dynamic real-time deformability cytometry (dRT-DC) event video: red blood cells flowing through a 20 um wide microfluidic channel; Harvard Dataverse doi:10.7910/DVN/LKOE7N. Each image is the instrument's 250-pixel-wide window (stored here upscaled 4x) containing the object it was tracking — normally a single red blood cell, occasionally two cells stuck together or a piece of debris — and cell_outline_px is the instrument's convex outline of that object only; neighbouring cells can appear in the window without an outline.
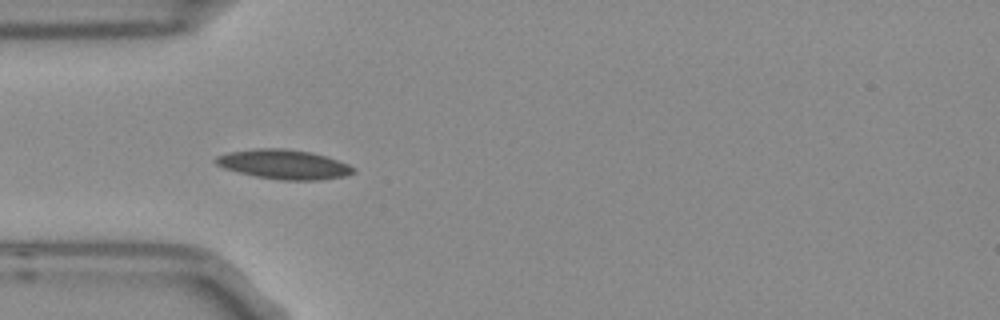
{"species": "Egyptian fruit bat (a non-hibernating species)", "species_latin": "Rousettus aegyptiacus", "temperature_condition": "room temperature", "stored_images_in_passage": 4, "camera_frame_rate_fps": 3000, "um_per_image_px": 0.085, "frame": {"image": 1, "passage_image": 3, "time_ms": 0.667, "image_size_px": [1000, 320], "cell_outline_px": [[356, 172], [344, 176], [320, 180], [280, 180], [256, 176], [224, 168], [216, 164], [212, 160], [216, 156], [228, 152], [256, 148], [284, 148], [312, 152], [348, 164], [356, 168]], "centroid_in_image_um": [24.12, 13.96], "position_along_channel_um": 60.9, "area_um2": 23.64}}
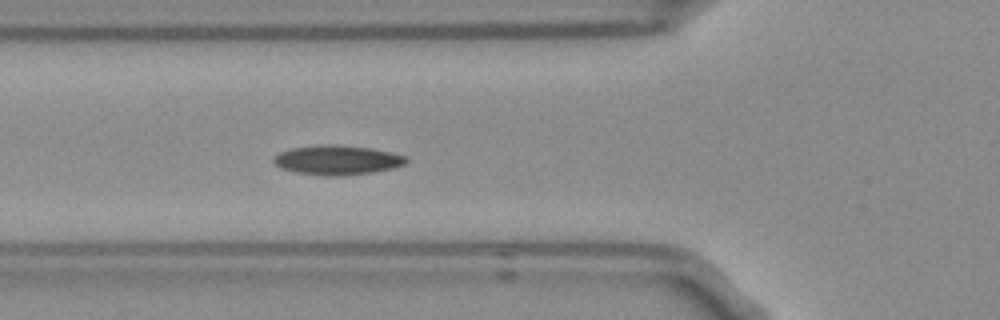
{"frame": {"image": 2, "passage_image": 4, "time_ms": 1.0, "image_size_px": [1000, 320], "cell_outline_px": [[408, 160], [404, 164], [392, 168], [372, 172], [340, 176], [324, 176], [296, 172], [280, 168], [272, 160], [280, 152], [292, 148], [320, 144], [336, 144], [372, 148], [392, 152], [404, 156]], "centroid_in_image_um": [28.66, 13.59], "position_along_channel_um": 97.1, "area_um2": 22.77}}